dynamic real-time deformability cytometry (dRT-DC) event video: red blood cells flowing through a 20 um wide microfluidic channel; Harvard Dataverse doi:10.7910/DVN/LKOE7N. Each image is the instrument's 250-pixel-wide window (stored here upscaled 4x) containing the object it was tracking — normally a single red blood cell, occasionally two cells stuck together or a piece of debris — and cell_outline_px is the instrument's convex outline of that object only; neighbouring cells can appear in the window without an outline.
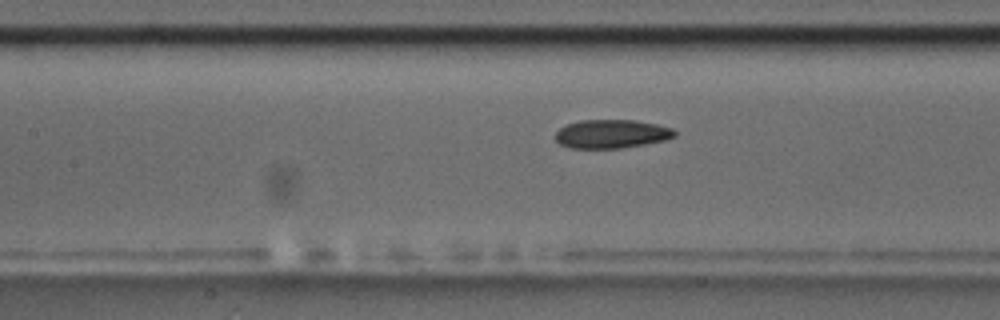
{"species": "common noctule bat (a hibernating species)", "species_latin": "Nyctalus noctula", "temperature_condition": "room temperature", "stored_images_in_passage": 47, "camera_frame_rate_fps": 3000, "um_per_image_px": 0.085, "animal": {"sex": "male", "body_mass_g": 17.5, "forearm_length_mm": 52.3}, "frame": {"image": 1, "passage_image": 22, "time_ms": 7.0, "image_size_px": [1000, 320], "cell_outline_px": [[676, 136], [664, 140], [644, 144], [620, 148], [568, 148], [560, 144], [556, 140], [556, 132], [560, 128], [568, 124], [580, 120], [636, 120], [656, 124], [672, 128], [676, 132]], "centroid_in_image_um": [51.98, 11.38], "position_along_channel_um": 155.4, "area_um2": 19.83}}
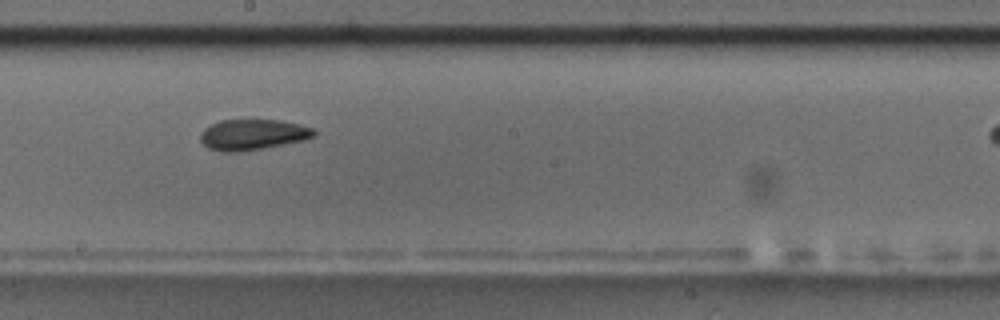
{"frame": {"image": 2, "passage_image": 28, "time_ms": 9.0, "image_size_px": [1000, 320], "cell_outline_px": [[316, 132], [312, 136], [304, 140], [264, 148], [240, 152], [220, 152], [208, 148], [200, 140], [200, 132], [204, 128], [220, 120], [280, 120], [300, 124], [312, 128]], "centroid_in_image_um": [21.44, 11.45], "position_along_channel_um": 226.8, "area_um2": 20.35}}
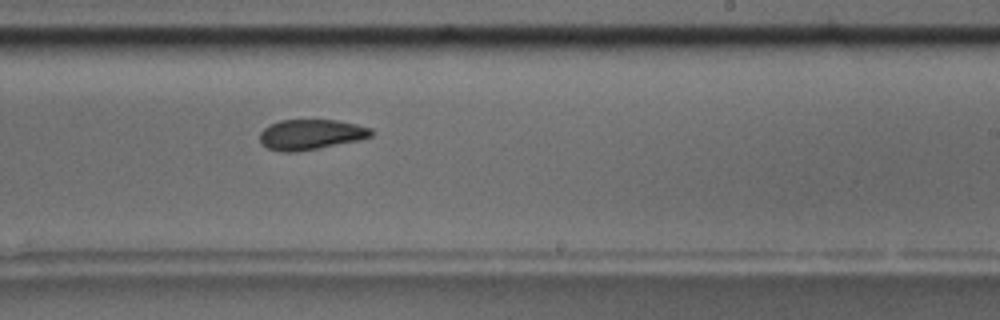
{"frame": {"image": 3, "passage_image": 31, "time_ms": 10.0, "image_size_px": [1000, 320], "cell_outline_px": [[372, 136], [360, 140], [296, 152], [280, 152], [268, 148], [260, 144], [260, 132], [264, 128], [280, 120], [336, 120], [356, 124], [372, 128]], "centroid_in_image_um": [26.41, 11.44], "position_along_channel_um": 262.6, "area_um2": 19.65}, "authors_computed_cell_mechanics": {"area_um2": 20.23, "velocity_mm_per_s": 3.5885, "shape_relaxation_time_tau1_ms": null, "shape_relaxation_time_tau2_ms": 2.9456, "deformation_change_tau1": null, "deformation_change_tau2": 0.091}}